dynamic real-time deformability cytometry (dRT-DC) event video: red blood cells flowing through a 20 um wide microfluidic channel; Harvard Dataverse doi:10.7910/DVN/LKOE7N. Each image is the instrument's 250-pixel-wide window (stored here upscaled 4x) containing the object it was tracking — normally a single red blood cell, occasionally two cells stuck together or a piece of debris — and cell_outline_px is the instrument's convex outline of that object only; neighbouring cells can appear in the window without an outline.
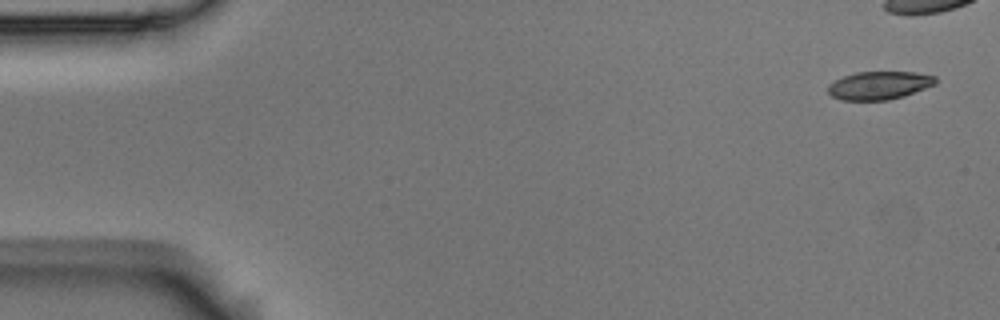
{"species": "Egyptian fruit bat (a non-hibernating species)", "species_latin": "Rousettus aegyptiacus", "temperature_condition": "room temperature", "stored_images_in_passage": 5, "camera_frame_rate_fps": 3000, "um_per_image_px": 0.085, "animal": {"sex": "male"}, "frame": {"image": 1, "passage_image": 1, "time_ms": 0.0, "image_size_px": [1000, 320], "cell_outline_px": [[936, 84], [904, 96], [888, 100], [840, 100], [832, 96], [828, 92], [828, 84], [844, 76], [856, 72], [916, 72], [936, 76]], "centroid_in_image_um": [74.74, 7.26], "position_along_channel_um": 10.3, "area_um2": 17.63}}
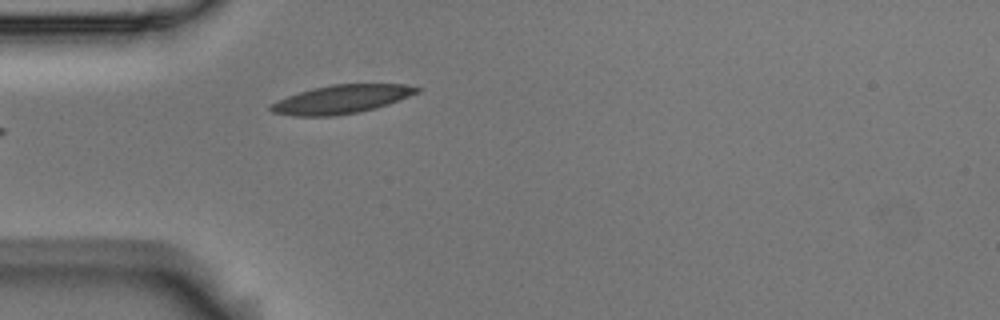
{"frame": {"image": 2, "passage_image": 5, "time_ms": 1.333, "image_size_px": [1000, 320], "cell_outline_px": [[424, 88], [420, 92], [388, 104], [376, 108], [336, 116], [292, 116], [272, 112], [268, 108], [276, 100], [312, 88], [332, 84], [404, 84]], "centroid_in_image_um": [29.04, 8.43], "position_along_channel_um": 56.0, "area_um2": 24.33}}